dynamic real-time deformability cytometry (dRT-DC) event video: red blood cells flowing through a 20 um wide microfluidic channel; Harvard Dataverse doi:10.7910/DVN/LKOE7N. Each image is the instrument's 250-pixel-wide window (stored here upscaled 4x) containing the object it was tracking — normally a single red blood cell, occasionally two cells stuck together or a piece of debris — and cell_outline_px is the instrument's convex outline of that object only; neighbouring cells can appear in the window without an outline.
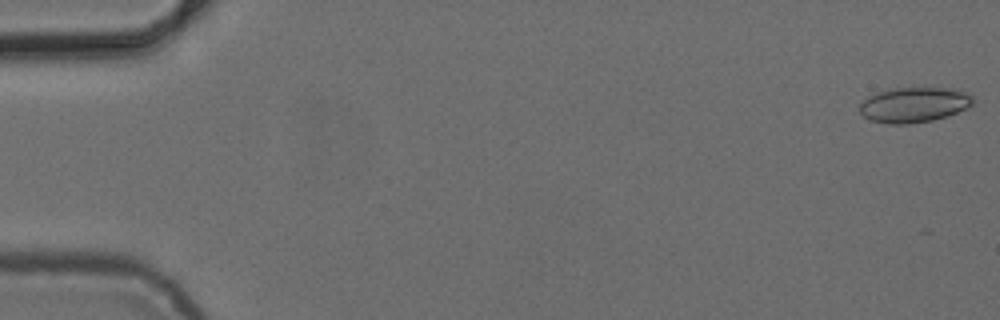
{"species": "common noctule bat (a hibernating species)", "species_latin": "Nyctalus noctula", "temperature_condition": "cold", "stored_images_in_passage": 5, "camera_frame_rate_fps": 3000, "um_per_image_px": 0.085, "animal": {"sex": "female", "body_mass_g": 24.6, "forearm_length_mm": 56.2}, "frame": {"image": 1, "passage_image": 1, "time_ms": 0.0, "image_size_px": [1000, 320], "cell_outline_px": [[972, 104], [948, 116], [932, 120], [908, 124], [888, 124], [872, 120], [864, 116], [860, 112], [860, 104], [868, 96], [876, 92], [896, 88], [960, 88], [968, 92], [972, 96]], "centroid_in_image_um": [77.7, 8.89], "position_along_channel_um": 7.3, "area_um2": 23.18}}